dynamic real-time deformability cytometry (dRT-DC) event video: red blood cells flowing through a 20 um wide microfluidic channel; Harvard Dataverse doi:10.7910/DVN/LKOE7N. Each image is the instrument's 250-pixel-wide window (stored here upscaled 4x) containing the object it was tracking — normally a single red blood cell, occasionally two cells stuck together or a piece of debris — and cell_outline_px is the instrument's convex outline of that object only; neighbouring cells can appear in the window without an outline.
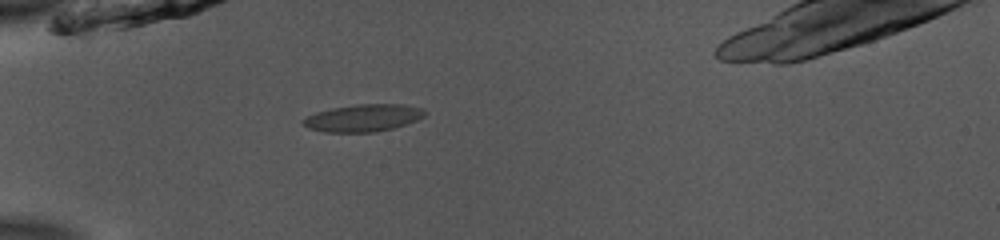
{"species": "common noctule bat (a hibernating species)", "species_latin": "Nyctalus noctula", "temperature_condition": "room temperature", "stored_images_in_passage": 37, "camera_frame_rate_fps": 3000, "um_per_image_px": 0.085, "animal": {"sex": "male", "body_mass_g": 13.0, "forearm_length_mm": 53.1}, "frame": {"image": 1, "passage_image": 1, "time_ms": 0.0, "image_size_px": [1000, 240], "cell_outline_px": [[428, 112], [424, 116], [416, 120], [392, 128], [376, 132], [324, 132], [308, 128], [300, 120], [316, 112], [332, 108], [356, 104], [404, 104], [424, 108]], "centroid_in_image_um": [30.89, 10.01], "position_along_channel_um": 54.1, "area_um2": 19.36}}
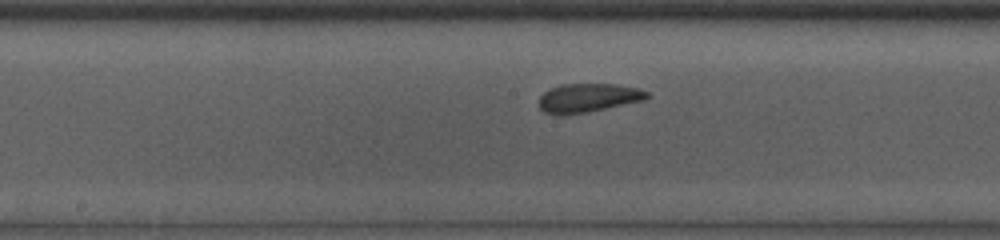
{"frame": {"image": 2, "passage_image": 13, "time_ms": 4.0, "image_size_px": [1000, 240], "cell_outline_px": [[652, 96], [644, 100], [588, 112], [560, 116], [544, 112], [540, 108], [540, 96], [544, 92], [560, 84], [616, 84], [636, 88], [648, 92]], "centroid_in_image_um": [49.99, 8.32], "position_along_channel_um": 198.2, "area_um2": 18.15}}
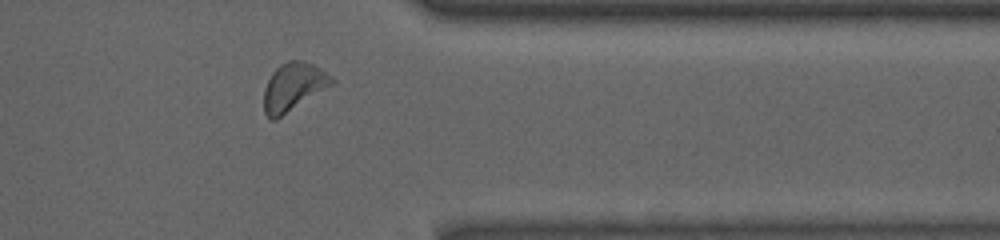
{"frame": {"image": 3, "passage_image": 28, "time_ms": 9.0, "image_size_px": [1000, 240], "cell_outline_px": [[336, 84], [276, 120], [272, 120], [264, 112], [264, 88], [272, 72], [280, 64], [288, 60], [304, 60], [320, 68], [332, 76], [336, 80]], "centroid_in_image_um": [24.98, 7.38], "position_along_channel_um": 386.4, "area_um2": 19.42}}